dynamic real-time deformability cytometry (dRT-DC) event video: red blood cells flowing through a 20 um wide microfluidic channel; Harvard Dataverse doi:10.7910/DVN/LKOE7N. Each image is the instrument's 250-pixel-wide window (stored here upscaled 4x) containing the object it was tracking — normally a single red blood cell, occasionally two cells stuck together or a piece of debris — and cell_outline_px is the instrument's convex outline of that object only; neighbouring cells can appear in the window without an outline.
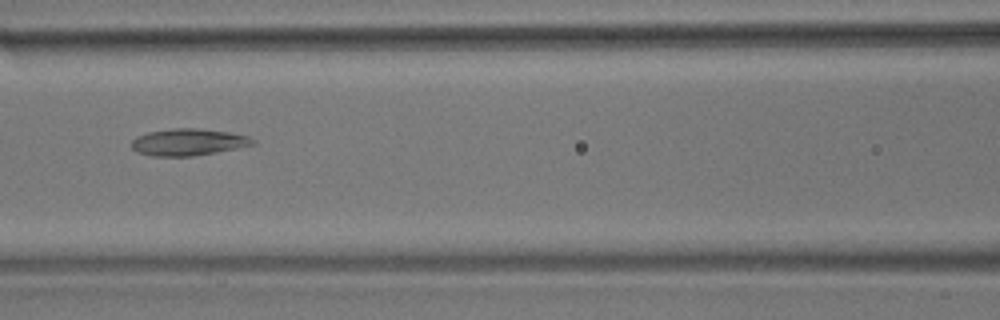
{"species": "common noctule bat (a hibernating species)", "species_latin": "Nyctalus noctula", "temperature_condition": "room temperature", "stored_images_in_passage": 40, "camera_frame_rate_fps": 3000, "um_per_image_px": 0.085, "animal": {"sex": "male", "body_mass_g": 17.9}, "frame": {"image": 1, "passage_image": 13, "time_ms": 4.0, "image_size_px": [1000, 320], "cell_outline_px": [[256, 144], [216, 152], [192, 156], [152, 156], [136, 152], [132, 148], [132, 140], [136, 136], [148, 132], [172, 128], [200, 128], [228, 132], [248, 136], [256, 140]], "centroid_in_image_um": [15.99, 12.07], "position_along_channel_um": 150.6, "area_um2": 19.02}}
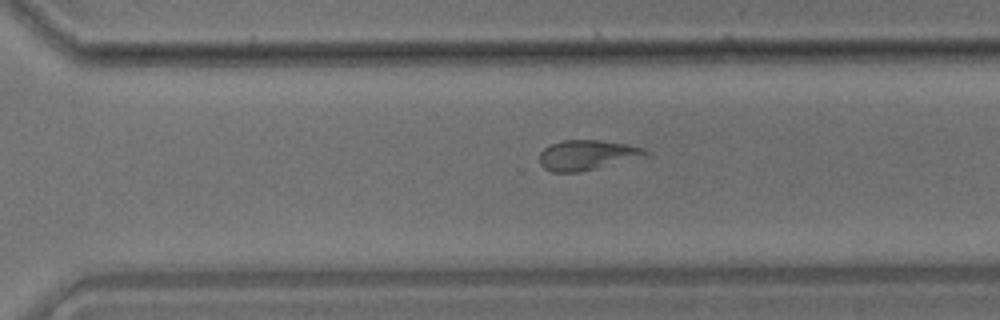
{"frame": {"image": 2, "passage_image": 27, "time_ms": 8.667, "image_size_px": [1000, 320], "cell_outline_px": [[652, 156], [576, 172], [552, 172], [544, 168], [540, 164], [540, 152], [544, 148], [552, 144], [564, 140], [600, 140], [628, 144], [644, 148], [652, 152]], "centroid_in_image_um": [49.99, 13.17], "position_along_channel_um": 320.6, "area_um2": 18.73}}
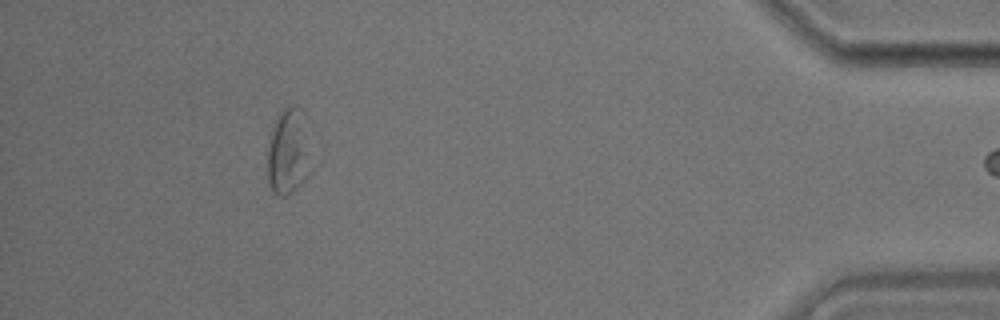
{"frame": {"image": 3, "passage_image": 39, "time_ms": 12.667, "image_size_px": [1000, 320], "cell_outline_px": [[308, 176], [296, 188], [284, 196], [280, 196], [272, 192], [268, 184], [268, 152], [272, 128], [280, 112], [284, 108], [292, 108], [308, 172]], "centroid_in_image_um": [24.28, 13.22], "position_along_channel_um": 410.9, "area_um2": 18.15}}